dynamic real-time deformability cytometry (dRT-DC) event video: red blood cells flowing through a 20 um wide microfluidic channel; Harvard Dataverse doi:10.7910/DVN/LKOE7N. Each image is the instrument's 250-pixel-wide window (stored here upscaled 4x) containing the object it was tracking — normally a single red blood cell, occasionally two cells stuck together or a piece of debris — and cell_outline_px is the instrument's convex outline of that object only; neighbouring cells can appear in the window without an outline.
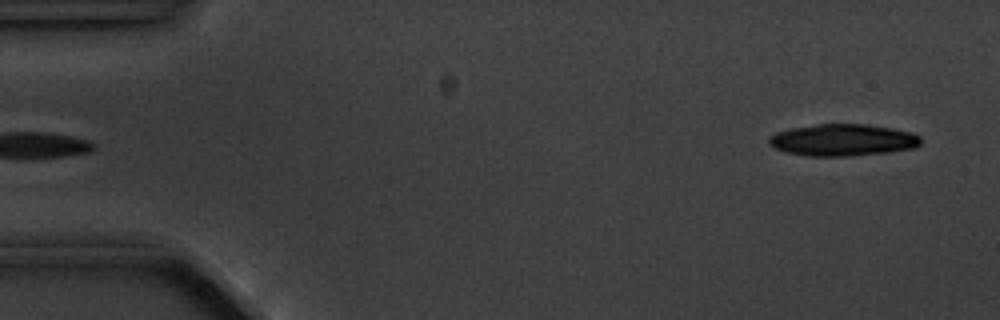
{"species": "common noctule bat (a hibernating species)", "species_latin": "Nyctalus noctula", "temperature_condition": "cold", "stored_images_in_passage": 4, "camera_frame_rate_fps": 3000, "um_per_image_px": 0.085, "animal": {"sex": "male", "body_mass_g": 20.1, "forearm_length_mm": 53.5}, "frame": {"image": 1, "passage_image": 4, "time_ms": 4.333, "image_size_px": [1000, 320], "cell_outline_px": [[920, 144], [916, 148], [888, 152], [848, 156], [808, 156], [788, 152], [776, 148], [768, 144], [768, 136], [776, 132], [792, 128], [816, 124], [868, 124], [892, 128], [912, 132], [920, 136]], "centroid_in_image_um": [71.65, 11.9], "position_along_channel_um": 13.4, "area_um2": 28.26}}